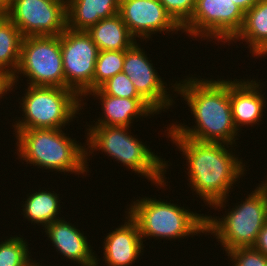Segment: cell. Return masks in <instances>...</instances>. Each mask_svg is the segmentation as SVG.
<instances>
[{"label": "cell", "instance_id": "cell-1", "mask_svg": "<svg viewBox=\"0 0 267 266\" xmlns=\"http://www.w3.org/2000/svg\"><path fill=\"white\" fill-rule=\"evenodd\" d=\"M193 76L176 81L171 88L187 102L196 125L188 127L184 123H172L167 129L173 135L199 142L237 146L236 140L240 134L233 122L229 79L218 78L216 81Z\"/></svg>", "mask_w": 267, "mask_h": 266}, {"label": "cell", "instance_id": "cell-2", "mask_svg": "<svg viewBox=\"0 0 267 266\" xmlns=\"http://www.w3.org/2000/svg\"><path fill=\"white\" fill-rule=\"evenodd\" d=\"M166 131L167 137L171 138L172 143H175L186 157L188 167L186 170L190 180L188 186H191V190L210 208L215 207L213 209L218 208V210L225 208L233 184L236 185L235 182L245 176L243 174L247 171L243 160L233 153L234 146L225 143L199 142L173 135L168 129Z\"/></svg>", "mask_w": 267, "mask_h": 266}, {"label": "cell", "instance_id": "cell-3", "mask_svg": "<svg viewBox=\"0 0 267 266\" xmlns=\"http://www.w3.org/2000/svg\"><path fill=\"white\" fill-rule=\"evenodd\" d=\"M86 144V170H88V158L94 154V151H102L115 161L121 162L128 169H131L138 175L145 176L156 186L165 187L167 165L169 161H165L152 152L151 148H147L142 141L129 133L127 126H103L88 125ZM137 138V139H136ZM90 148V149H89ZM166 169V170H165Z\"/></svg>", "mask_w": 267, "mask_h": 266}, {"label": "cell", "instance_id": "cell-4", "mask_svg": "<svg viewBox=\"0 0 267 266\" xmlns=\"http://www.w3.org/2000/svg\"><path fill=\"white\" fill-rule=\"evenodd\" d=\"M21 161L45 170L71 174L87 173L86 145L71 139L62 129H14ZM67 135V136H66Z\"/></svg>", "mask_w": 267, "mask_h": 266}, {"label": "cell", "instance_id": "cell-5", "mask_svg": "<svg viewBox=\"0 0 267 266\" xmlns=\"http://www.w3.org/2000/svg\"><path fill=\"white\" fill-rule=\"evenodd\" d=\"M130 204L125 212L137 223L142 240L152 237L171 241L201 233L206 235V214L146 196Z\"/></svg>", "mask_w": 267, "mask_h": 266}, {"label": "cell", "instance_id": "cell-6", "mask_svg": "<svg viewBox=\"0 0 267 266\" xmlns=\"http://www.w3.org/2000/svg\"><path fill=\"white\" fill-rule=\"evenodd\" d=\"M19 104L22 119L12 124L14 129H63L83 109L81 99L73 90L55 86H29ZM82 105V107H81Z\"/></svg>", "mask_w": 267, "mask_h": 266}, {"label": "cell", "instance_id": "cell-7", "mask_svg": "<svg viewBox=\"0 0 267 266\" xmlns=\"http://www.w3.org/2000/svg\"><path fill=\"white\" fill-rule=\"evenodd\" d=\"M226 215H206V234L211 233L226 253L236 248L253 247L260 230L267 222V195L259 184Z\"/></svg>", "mask_w": 267, "mask_h": 266}, {"label": "cell", "instance_id": "cell-8", "mask_svg": "<svg viewBox=\"0 0 267 266\" xmlns=\"http://www.w3.org/2000/svg\"><path fill=\"white\" fill-rule=\"evenodd\" d=\"M19 74L27 77L29 86L65 88L60 35L24 37L18 69L14 73L15 86L20 79Z\"/></svg>", "mask_w": 267, "mask_h": 266}, {"label": "cell", "instance_id": "cell-9", "mask_svg": "<svg viewBox=\"0 0 267 266\" xmlns=\"http://www.w3.org/2000/svg\"><path fill=\"white\" fill-rule=\"evenodd\" d=\"M244 12L232 0H196L191 18L182 26L192 38L230 42L240 31Z\"/></svg>", "mask_w": 267, "mask_h": 266}, {"label": "cell", "instance_id": "cell-10", "mask_svg": "<svg viewBox=\"0 0 267 266\" xmlns=\"http://www.w3.org/2000/svg\"><path fill=\"white\" fill-rule=\"evenodd\" d=\"M60 48L65 75V88L81 99L93 91V75L99 53L86 31L67 28L60 34ZM83 96V97H82Z\"/></svg>", "mask_w": 267, "mask_h": 266}, {"label": "cell", "instance_id": "cell-11", "mask_svg": "<svg viewBox=\"0 0 267 266\" xmlns=\"http://www.w3.org/2000/svg\"><path fill=\"white\" fill-rule=\"evenodd\" d=\"M3 13L24 37L58 36L67 29L66 0H12Z\"/></svg>", "mask_w": 267, "mask_h": 266}, {"label": "cell", "instance_id": "cell-12", "mask_svg": "<svg viewBox=\"0 0 267 266\" xmlns=\"http://www.w3.org/2000/svg\"><path fill=\"white\" fill-rule=\"evenodd\" d=\"M137 42L124 50L123 73L132 81L137 92L159 113L175 103L167 83L158 75L152 61ZM150 60V61H149ZM167 87V88H166ZM169 90V91H167ZM169 92V93H168ZM165 109V110H164Z\"/></svg>", "mask_w": 267, "mask_h": 266}, {"label": "cell", "instance_id": "cell-13", "mask_svg": "<svg viewBox=\"0 0 267 266\" xmlns=\"http://www.w3.org/2000/svg\"><path fill=\"white\" fill-rule=\"evenodd\" d=\"M130 33L136 38L150 39L152 34L171 32L182 27L171 17L159 0H120L119 12Z\"/></svg>", "mask_w": 267, "mask_h": 266}, {"label": "cell", "instance_id": "cell-14", "mask_svg": "<svg viewBox=\"0 0 267 266\" xmlns=\"http://www.w3.org/2000/svg\"><path fill=\"white\" fill-rule=\"evenodd\" d=\"M250 80L251 78L229 80V101L233 122L238 131L242 130L241 126L258 125L266 107L267 98L260 89L264 84L255 79Z\"/></svg>", "mask_w": 267, "mask_h": 266}, {"label": "cell", "instance_id": "cell-15", "mask_svg": "<svg viewBox=\"0 0 267 266\" xmlns=\"http://www.w3.org/2000/svg\"><path fill=\"white\" fill-rule=\"evenodd\" d=\"M56 251L78 266H98L99 257L93 252L84 232L64 218L53 221L44 231ZM99 259V260H98ZM99 261V263H98Z\"/></svg>", "mask_w": 267, "mask_h": 266}, {"label": "cell", "instance_id": "cell-16", "mask_svg": "<svg viewBox=\"0 0 267 266\" xmlns=\"http://www.w3.org/2000/svg\"><path fill=\"white\" fill-rule=\"evenodd\" d=\"M125 214V223L103 239V261L107 266H131L143 254L145 247L138 225Z\"/></svg>", "mask_w": 267, "mask_h": 266}, {"label": "cell", "instance_id": "cell-17", "mask_svg": "<svg viewBox=\"0 0 267 266\" xmlns=\"http://www.w3.org/2000/svg\"><path fill=\"white\" fill-rule=\"evenodd\" d=\"M101 100L102 117L95 125L103 126H132L134 119L142 116L160 114L144 98H121L103 94L99 89L88 93Z\"/></svg>", "mask_w": 267, "mask_h": 266}, {"label": "cell", "instance_id": "cell-18", "mask_svg": "<svg viewBox=\"0 0 267 266\" xmlns=\"http://www.w3.org/2000/svg\"><path fill=\"white\" fill-rule=\"evenodd\" d=\"M120 0H66L67 28L87 31L119 12Z\"/></svg>", "mask_w": 267, "mask_h": 266}, {"label": "cell", "instance_id": "cell-19", "mask_svg": "<svg viewBox=\"0 0 267 266\" xmlns=\"http://www.w3.org/2000/svg\"><path fill=\"white\" fill-rule=\"evenodd\" d=\"M244 41L252 57H258L267 49V0H259L245 12L242 28L229 42Z\"/></svg>", "mask_w": 267, "mask_h": 266}, {"label": "cell", "instance_id": "cell-20", "mask_svg": "<svg viewBox=\"0 0 267 266\" xmlns=\"http://www.w3.org/2000/svg\"><path fill=\"white\" fill-rule=\"evenodd\" d=\"M86 32L97 45L99 51L127 50L137 42L119 14L101 19Z\"/></svg>", "mask_w": 267, "mask_h": 266}, {"label": "cell", "instance_id": "cell-21", "mask_svg": "<svg viewBox=\"0 0 267 266\" xmlns=\"http://www.w3.org/2000/svg\"><path fill=\"white\" fill-rule=\"evenodd\" d=\"M53 192V193H52ZM59 194L50 190H38L27 195L23 207V215L37 225H42L44 228L53 221L60 219L59 213L61 210Z\"/></svg>", "mask_w": 267, "mask_h": 266}, {"label": "cell", "instance_id": "cell-22", "mask_svg": "<svg viewBox=\"0 0 267 266\" xmlns=\"http://www.w3.org/2000/svg\"><path fill=\"white\" fill-rule=\"evenodd\" d=\"M23 38L18 27L0 12V68L13 75L18 69Z\"/></svg>", "mask_w": 267, "mask_h": 266}, {"label": "cell", "instance_id": "cell-23", "mask_svg": "<svg viewBox=\"0 0 267 266\" xmlns=\"http://www.w3.org/2000/svg\"><path fill=\"white\" fill-rule=\"evenodd\" d=\"M7 239V240H6ZM0 242V266H34L28 242L23 237H9ZM27 243V244H26ZM30 255V256H29ZM33 261V262H32Z\"/></svg>", "mask_w": 267, "mask_h": 266}, {"label": "cell", "instance_id": "cell-24", "mask_svg": "<svg viewBox=\"0 0 267 266\" xmlns=\"http://www.w3.org/2000/svg\"><path fill=\"white\" fill-rule=\"evenodd\" d=\"M124 50L99 51L93 75V90L123 71Z\"/></svg>", "mask_w": 267, "mask_h": 266}, {"label": "cell", "instance_id": "cell-25", "mask_svg": "<svg viewBox=\"0 0 267 266\" xmlns=\"http://www.w3.org/2000/svg\"><path fill=\"white\" fill-rule=\"evenodd\" d=\"M103 94L121 98H143L131 79L123 72L117 73L98 88Z\"/></svg>", "mask_w": 267, "mask_h": 266}, {"label": "cell", "instance_id": "cell-26", "mask_svg": "<svg viewBox=\"0 0 267 266\" xmlns=\"http://www.w3.org/2000/svg\"><path fill=\"white\" fill-rule=\"evenodd\" d=\"M226 255L230 262L232 261V266H267V256L254 247L236 248L228 251Z\"/></svg>", "mask_w": 267, "mask_h": 266}, {"label": "cell", "instance_id": "cell-27", "mask_svg": "<svg viewBox=\"0 0 267 266\" xmlns=\"http://www.w3.org/2000/svg\"><path fill=\"white\" fill-rule=\"evenodd\" d=\"M171 17L182 27L192 16L196 0H159Z\"/></svg>", "mask_w": 267, "mask_h": 266}, {"label": "cell", "instance_id": "cell-28", "mask_svg": "<svg viewBox=\"0 0 267 266\" xmlns=\"http://www.w3.org/2000/svg\"><path fill=\"white\" fill-rule=\"evenodd\" d=\"M13 88L16 89V87H14V75L9 71L0 68V98L2 99L8 92L13 91Z\"/></svg>", "mask_w": 267, "mask_h": 266}, {"label": "cell", "instance_id": "cell-29", "mask_svg": "<svg viewBox=\"0 0 267 266\" xmlns=\"http://www.w3.org/2000/svg\"><path fill=\"white\" fill-rule=\"evenodd\" d=\"M259 252L267 256V222L264 224L263 228L260 230L257 240L253 246Z\"/></svg>", "mask_w": 267, "mask_h": 266}, {"label": "cell", "instance_id": "cell-30", "mask_svg": "<svg viewBox=\"0 0 267 266\" xmlns=\"http://www.w3.org/2000/svg\"><path fill=\"white\" fill-rule=\"evenodd\" d=\"M245 13L251 9L259 0H232Z\"/></svg>", "mask_w": 267, "mask_h": 266}, {"label": "cell", "instance_id": "cell-31", "mask_svg": "<svg viewBox=\"0 0 267 266\" xmlns=\"http://www.w3.org/2000/svg\"><path fill=\"white\" fill-rule=\"evenodd\" d=\"M12 0H0V12H3L10 4Z\"/></svg>", "mask_w": 267, "mask_h": 266}, {"label": "cell", "instance_id": "cell-32", "mask_svg": "<svg viewBox=\"0 0 267 266\" xmlns=\"http://www.w3.org/2000/svg\"><path fill=\"white\" fill-rule=\"evenodd\" d=\"M262 183L260 184L266 191V195H267V184L263 181H261Z\"/></svg>", "mask_w": 267, "mask_h": 266}, {"label": "cell", "instance_id": "cell-33", "mask_svg": "<svg viewBox=\"0 0 267 266\" xmlns=\"http://www.w3.org/2000/svg\"><path fill=\"white\" fill-rule=\"evenodd\" d=\"M262 56H263V57L267 56V49H266V50H265L259 57L262 58Z\"/></svg>", "mask_w": 267, "mask_h": 266}, {"label": "cell", "instance_id": "cell-34", "mask_svg": "<svg viewBox=\"0 0 267 266\" xmlns=\"http://www.w3.org/2000/svg\"><path fill=\"white\" fill-rule=\"evenodd\" d=\"M34 266H41V265H40V263H38V262H37V263H35V265H34Z\"/></svg>", "mask_w": 267, "mask_h": 266}]
</instances>
